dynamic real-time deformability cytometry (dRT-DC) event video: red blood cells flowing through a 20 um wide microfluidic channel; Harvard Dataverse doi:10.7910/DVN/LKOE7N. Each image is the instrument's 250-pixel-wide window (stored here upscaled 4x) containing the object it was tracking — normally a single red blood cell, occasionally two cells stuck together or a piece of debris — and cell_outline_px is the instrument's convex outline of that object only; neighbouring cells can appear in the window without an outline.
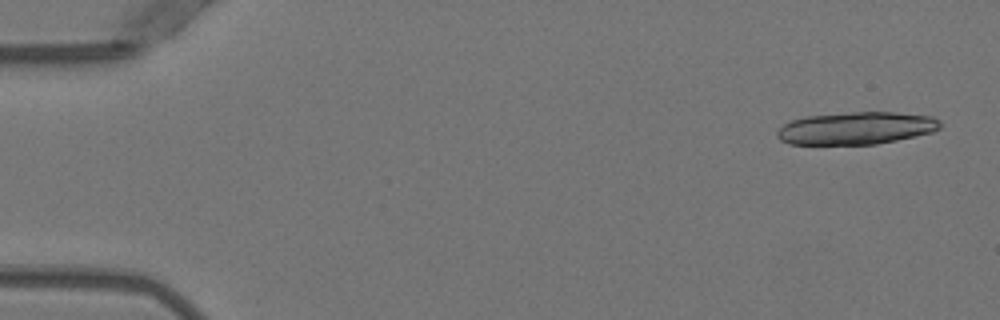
{"species": "Egyptian fruit bat (a non-hibernating species)", "species_latin": "Rousettus aegyptiacus", "temperature_condition": "warm", "stored_images_in_passage": 12, "camera_frame_rate_fps": 3000, "um_per_image_px": 0.085, "animal": {"sex": "female"}, "frame": {"image": 1, "passage_image": 2, "time_ms": 0.333, "image_size_px": [1000, 320], "cell_outline_px": [[940, 128], [932, 132], [916, 136], [876, 144], [788, 144], [780, 140], [776, 136], [776, 132], [784, 124], [792, 120], [808, 116], [852, 112], [896, 112], [932, 116], [940, 120]], "centroid_in_image_um": [72.79, 10.89], "position_along_channel_um": 12.2, "area_um2": 30.81}}